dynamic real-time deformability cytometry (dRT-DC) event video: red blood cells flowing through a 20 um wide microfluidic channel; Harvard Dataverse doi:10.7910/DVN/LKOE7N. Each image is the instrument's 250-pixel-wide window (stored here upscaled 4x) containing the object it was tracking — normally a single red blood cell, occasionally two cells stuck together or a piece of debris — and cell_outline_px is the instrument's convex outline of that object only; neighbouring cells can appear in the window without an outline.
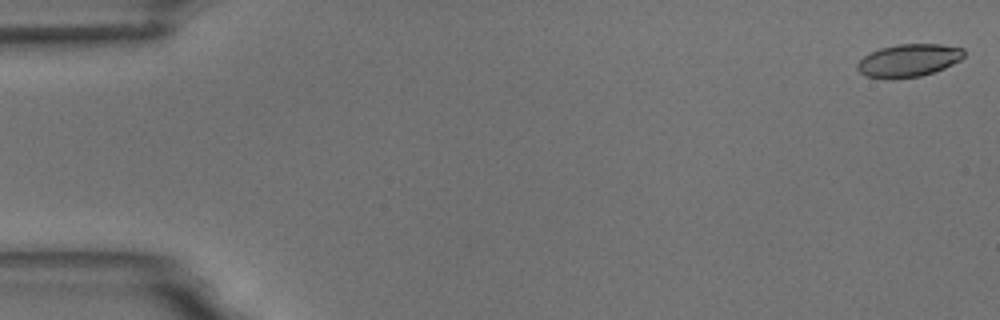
{"species": "common noctule bat (a hibernating species)", "species_latin": "Nyctalus noctula", "temperature_condition": "room temperature", "stored_images_in_passage": 56, "camera_frame_rate_fps": 3000, "um_per_image_px": 0.085, "animal": {"sex": "male", "body_mass_g": 18.8}, "frame": {"image": 1, "passage_image": 1, "time_ms": 0.0, "image_size_px": [1000, 320], "cell_outline_px": [[964, 56], [960, 60], [944, 68], [920, 76], [868, 76], [860, 72], [856, 68], [856, 64], [864, 56], [880, 48], [896, 44], [940, 44], [964, 48]], "centroid_in_image_um": [77.27, 5.08], "position_along_channel_um": 7.7, "area_um2": 19.65}}
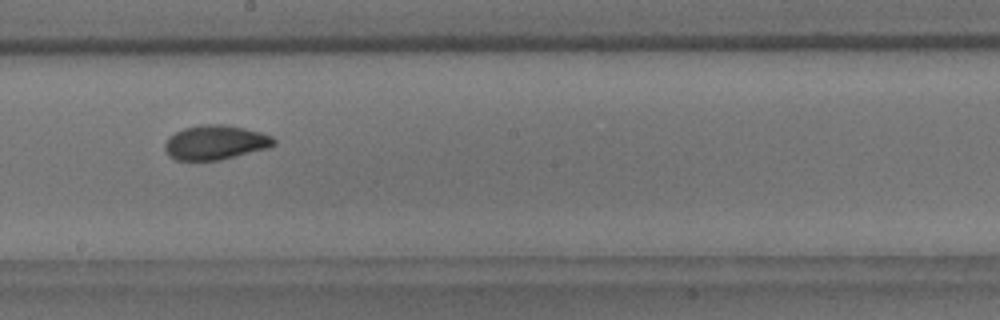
{"frame": {"image": 2, "passage_image": 31, "time_ms": 10.0, "image_size_px": [1000, 320], "cell_outline_px": [[276, 144], [268, 148], [220, 160], [176, 160], [168, 156], [164, 148], [164, 144], [168, 136], [184, 128], [204, 124], [224, 124], [244, 128], [260, 132], [272, 136], [276, 140]], "centroid_in_image_um": [18.29, 12.11], "position_along_channel_um": 229.9, "area_um2": 21.96}}
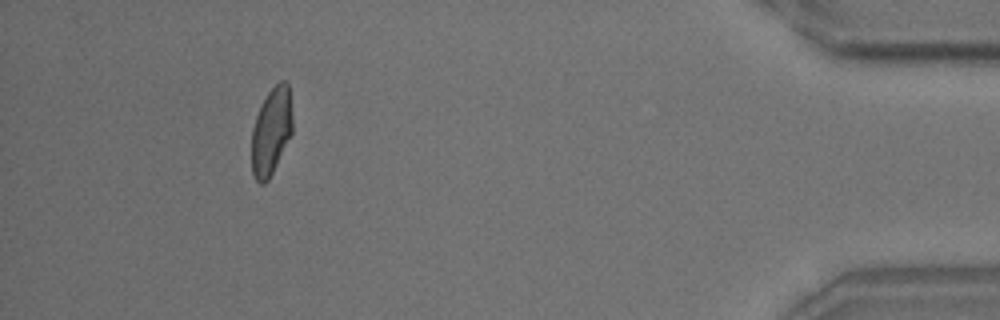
{"frame": {"image": 3, "passage_image": 51, "time_ms": 16.667, "image_size_px": [1000, 320], "cell_outline_px": [[292, 132], [268, 180], [264, 184], [260, 184], [256, 180], [252, 172], [252, 128], [256, 116], [268, 92], [280, 80], [284, 80], [288, 84], [292, 116]], "centroid_in_image_um": [23.05, 11.16], "position_along_channel_um": 412.1, "area_um2": 20.4}, "authors_computed_cell_mechanics": {"area_um2": 21.2993, "velocity_mm_per_s": 3.6323, "shape_relaxation_time_tau1_ms": 4.7584, "shape_relaxation_time_tau2_ms": 1.6328, "deformation_change_tau1": 0.1428, "deformation_change_tau2": 0.0643}}